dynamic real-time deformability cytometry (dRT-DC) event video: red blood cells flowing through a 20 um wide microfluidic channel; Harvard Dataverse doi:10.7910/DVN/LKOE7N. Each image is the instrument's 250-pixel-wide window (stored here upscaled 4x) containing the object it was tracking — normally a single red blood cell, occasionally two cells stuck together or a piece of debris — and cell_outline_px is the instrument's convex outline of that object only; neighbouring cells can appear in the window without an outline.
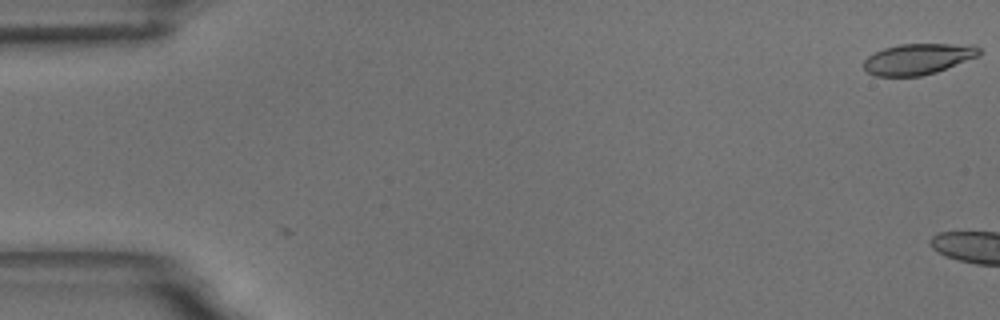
{"species": "common noctule bat (a hibernating species)", "species_latin": "Nyctalus noctula", "temperature_condition": "room temperature", "stored_images_in_passage": 2, "camera_frame_rate_fps": 3000, "um_per_image_px": 0.085, "animal": {"sex": "male", "body_mass_g": 18.8}, "frame": {"image": 1, "passage_image": 2, "time_ms": 0.333, "image_size_px": [1000, 320], "cell_outline_px": [[980, 56], [936, 72], [920, 76], [876, 76], [868, 72], [864, 68], [864, 60], [868, 56], [884, 48], [900, 44], [972, 44], [980, 48]], "centroid_in_image_um": [78.06, 5.01], "position_along_channel_um": 6.9, "area_um2": 20.81}}